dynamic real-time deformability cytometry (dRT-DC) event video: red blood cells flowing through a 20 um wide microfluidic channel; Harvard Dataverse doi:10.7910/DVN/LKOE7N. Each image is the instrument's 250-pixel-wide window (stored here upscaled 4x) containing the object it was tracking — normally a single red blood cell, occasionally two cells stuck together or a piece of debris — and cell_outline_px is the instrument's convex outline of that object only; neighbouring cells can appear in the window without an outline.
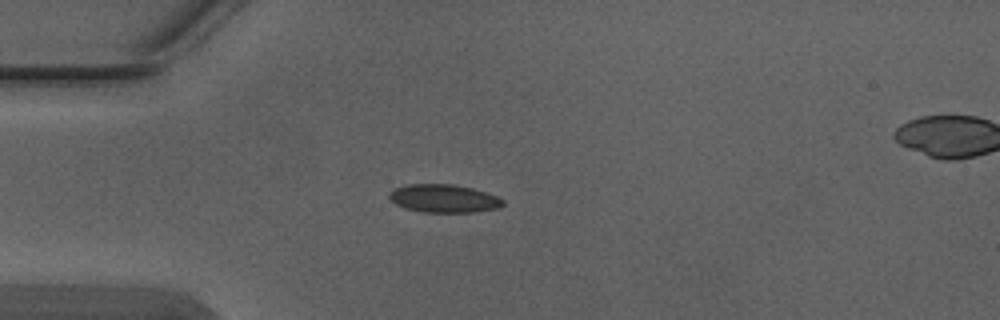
{"species": "Egyptian fruit bat (a non-hibernating species)", "species_latin": "Rousettus aegyptiacus", "temperature_condition": "warm", "stored_images_in_passage": 5, "camera_frame_rate_fps": 3000, "um_per_image_px": 0.085, "animal": {"sex": "male"}, "frame": {"image": 1, "passage_image": 4, "time_ms": 1.0, "image_size_px": [1000, 320], "cell_outline_px": [[504, 204], [500, 208], [476, 212], [424, 212], [404, 208], [396, 204], [388, 196], [388, 192], [396, 188], [408, 184], [456, 184], [472, 188], [496, 196], [504, 200]], "centroid_in_image_um": [37.73, 16.87], "position_along_channel_um": 47.3, "area_um2": 18.67}}